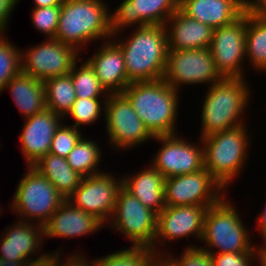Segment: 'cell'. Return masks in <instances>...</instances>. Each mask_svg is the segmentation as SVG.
<instances>
[{
  "label": "cell",
  "instance_id": "35",
  "mask_svg": "<svg viewBox=\"0 0 266 266\" xmlns=\"http://www.w3.org/2000/svg\"><path fill=\"white\" fill-rule=\"evenodd\" d=\"M60 6L33 8L31 21L34 28L46 38H55L60 16Z\"/></svg>",
  "mask_w": 266,
  "mask_h": 266
},
{
  "label": "cell",
  "instance_id": "36",
  "mask_svg": "<svg viewBox=\"0 0 266 266\" xmlns=\"http://www.w3.org/2000/svg\"><path fill=\"white\" fill-rule=\"evenodd\" d=\"M174 266H213L209 253L196 246L184 248L181 256L166 251L164 255ZM179 257V258H178Z\"/></svg>",
  "mask_w": 266,
  "mask_h": 266
},
{
  "label": "cell",
  "instance_id": "46",
  "mask_svg": "<svg viewBox=\"0 0 266 266\" xmlns=\"http://www.w3.org/2000/svg\"><path fill=\"white\" fill-rule=\"evenodd\" d=\"M155 266H174L165 256H160Z\"/></svg>",
  "mask_w": 266,
  "mask_h": 266
},
{
  "label": "cell",
  "instance_id": "12",
  "mask_svg": "<svg viewBox=\"0 0 266 266\" xmlns=\"http://www.w3.org/2000/svg\"><path fill=\"white\" fill-rule=\"evenodd\" d=\"M79 52L54 38L21 51L22 71L44 82L69 74L73 64L80 60ZM79 58V59H78Z\"/></svg>",
  "mask_w": 266,
  "mask_h": 266
},
{
  "label": "cell",
  "instance_id": "42",
  "mask_svg": "<svg viewBox=\"0 0 266 266\" xmlns=\"http://www.w3.org/2000/svg\"><path fill=\"white\" fill-rule=\"evenodd\" d=\"M256 222L258 224V230L260 233L262 241H266V204L264 206L263 212L261 211L258 218H256Z\"/></svg>",
  "mask_w": 266,
  "mask_h": 266
},
{
  "label": "cell",
  "instance_id": "44",
  "mask_svg": "<svg viewBox=\"0 0 266 266\" xmlns=\"http://www.w3.org/2000/svg\"><path fill=\"white\" fill-rule=\"evenodd\" d=\"M260 246H256L258 247V266H266V241H263V244Z\"/></svg>",
  "mask_w": 266,
  "mask_h": 266
},
{
  "label": "cell",
  "instance_id": "5",
  "mask_svg": "<svg viewBox=\"0 0 266 266\" xmlns=\"http://www.w3.org/2000/svg\"><path fill=\"white\" fill-rule=\"evenodd\" d=\"M251 133L243 124L201 138L205 169L225 190L229 188L232 181L236 180L235 177H239L243 168L245 169L248 149L251 146L250 142L252 143Z\"/></svg>",
  "mask_w": 266,
  "mask_h": 266
},
{
  "label": "cell",
  "instance_id": "8",
  "mask_svg": "<svg viewBox=\"0 0 266 266\" xmlns=\"http://www.w3.org/2000/svg\"><path fill=\"white\" fill-rule=\"evenodd\" d=\"M157 221L158 213L146 207L122 187L107 224L112 230L128 238L132 247L151 249L157 232Z\"/></svg>",
  "mask_w": 266,
  "mask_h": 266
},
{
  "label": "cell",
  "instance_id": "19",
  "mask_svg": "<svg viewBox=\"0 0 266 266\" xmlns=\"http://www.w3.org/2000/svg\"><path fill=\"white\" fill-rule=\"evenodd\" d=\"M5 229L0 239V258L8 261H29L34 260V258H31L33 256L37 259V254L38 258L46 255L41 253L42 243L46 240L43 226L16 220L13 225L10 224Z\"/></svg>",
  "mask_w": 266,
  "mask_h": 266
},
{
  "label": "cell",
  "instance_id": "1",
  "mask_svg": "<svg viewBox=\"0 0 266 266\" xmlns=\"http://www.w3.org/2000/svg\"><path fill=\"white\" fill-rule=\"evenodd\" d=\"M134 29L126 39L120 37V33L111 38L123 53L128 81L163 79L168 54L166 26L146 25Z\"/></svg>",
  "mask_w": 266,
  "mask_h": 266
},
{
  "label": "cell",
  "instance_id": "17",
  "mask_svg": "<svg viewBox=\"0 0 266 266\" xmlns=\"http://www.w3.org/2000/svg\"><path fill=\"white\" fill-rule=\"evenodd\" d=\"M178 8L176 0H123L110 12L112 36L134 25H165Z\"/></svg>",
  "mask_w": 266,
  "mask_h": 266
},
{
  "label": "cell",
  "instance_id": "37",
  "mask_svg": "<svg viewBox=\"0 0 266 266\" xmlns=\"http://www.w3.org/2000/svg\"><path fill=\"white\" fill-rule=\"evenodd\" d=\"M213 266H253L258 261V253H213L210 254Z\"/></svg>",
  "mask_w": 266,
  "mask_h": 266
},
{
  "label": "cell",
  "instance_id": "15",
  "mask_svg": "<svg viewBox=\"0 0 266 266\" xmlns=\"http://www.w3.org/2000/svg\"><path fill=\"white\" fill-rule=\"evenodd\" d=\"M153 140L159 141L162 145L153 157V161L151 160V165L164 178L194 173L205 168L201 138L196 144L186 141L177 134L154 136Z\"/></svg>",
  "mask_w": 266,
  "mask_h": 266
},
{
  "label": "cell",
  "instance_id": "40",
  "mask_svg": "<svg viewBox=\"0 0 266 266\" xmlns=\"http://www.w3.org/2000/svg\"><path fill=\"white\" fill-rule=\"evenodd\" d=\"M246 11L257 19L266 20V0H246Z\"/></svg>",
  "mask_w": 266,
  "mask_h": 266
},
{
  "label": "cell",
  "instance_id": "24",
  "mask_svg": "<svg viewBox=\"0 0 266 266\" xmlns=\"http://www.w3.org/2000/svg\"><path fill=\"white\" fill-rule=\"evenodd\" d=\"M123 175V187L146 207L160 213L166 206L164 201V177L151 164L134 175Z\"/></svg>",
  "mask_w": 266,
  "mask_h": 266
},
{
  "label": "cell",
  "instance_id": "7",
  "mask_svg": "<svg viewBox=\"0 0 266 266\" xmlns=\"http://www.w3.org/2000/svg\"><path fill=\"white\" fill-rule=\"evenodd\" d=\"M27 169L17 184L10 209L18 215L17 220L44 226L66 199L35 167Z\"/></svg>",
  "mask_w": 266,
  "mask_h": 266
},
{
  "label": "cell",
  "instance_id": "25",
  "mask_svg": "<svg viewBox=\"0 0 266 266\" xmlns=\"http://www.w3.org/2000/svg\"><path fill=\"white\" fill-rule=\"evenodd\" d=\"M6 88L24 119L32 117L47 108L44 83L23 71L10 79L4 90Z\"/></svg>",
  "mask_w": 266,
  "mask_h": 266
},
{
  "label": "cell",
  "instance_id": "39",
  "mask_svg": "<svg viewBox=\"0 0 266 266\" xmlns=\"http://www.w3.org/2000/svg\"><path fill=\"white\" fill-rule=\"evenodd\" d=\"M18 2L20 0H0V33L7 32L8 29L6 28L9 24V19Z\"/></svg>",
  "mask_w": 266,
  "mask_h": 266
},
{
  "label": "cell",
  "instance_id": "41",
  "mask_svg": "<svg viewBox=\"0 0 266 266\" xmlns=\"http://www.w3.org/2000/svg\"><path fill=\"white\" fill-rule=\"evenodd\" d=\"M53 253H62V251L60 250H57L55 252L52 251L49 252V253H46V255H44L43 257H40V258H37V259H34V260H29V261H26L22 264V266H51L52 265V254Z\"/></svg>",
  "mask_w": 266,
  "mask_h": 266
},
{
  "label": "cell",
  "instance_id": "30",
  "mask_svg": "<svg viewBox=\"0 0 266 266\" xmlns=\"http://www.w3.org/2000/svg\"><path fill=\"white\" fill-rule=\"evenodd\" d=\"M159 257L152 249L130 246L92 262L93 266H155Z\"/></svg>",
  "mask_w": 266,
  "mask_h": 266
},
{
  "label": "cell",
  "instance_id": "32",
  "mask_svg": "<svg viewBox=\"0 0 266 266\" xmlns=\"http://www.w3.org/2000/svg\"><path fill=\"white\" fill-rule=\"evenodd\" d=\"M22 71L21 49L0 33V94L10 79Z\"/></svg>",
  "mask_w": 266,
  "mask_h": 266
},
{
  "label": "cell",
  "instance_id": "27",
  "mask_svg": "<svg viewBox=\"0 0 266 266\" xmlns=\"http://www.w3.org/2000/svg\"><path fill=\"white\" fill-rule=\"evenodd\" d=\"M43 83L47 109H50L65 120L76 100V92L71 75L53 77Z\"/></svg>",
  "mask_w": 266,
  "mask_h": 266
},
{
  "label": "cell",
  "instance_id": "47",
  "mask_svg": "<svg viewBox=\"0 0 266 266\" xmlns=\"http://www.w3.org/2000/svg\"><path fill=\"white\" fill-rule=\"evenodd\" d=\"M185 0H176L177 4L180 5Z\"/></svg>",
  "mask_w": 266,
  "mask_h": 266
},
{
  "label": "cell",
  "instance_id": "22",
  "mask_svg": "<svg viewBox=\"0 0 266 266\" xmlns=\"http://www.w3.org/2000/svg\"><path fill=\"white\" fill-rule=\"evenodd\" d=\"M168 50L210 48L213 28L194 20L180 8L167 20Z\"/></svg>",
  "mask_w": 266,
  "mask_h": 266
},
{
  "label": "cell",
  "instance_id": "31",
  "mask_svg": "<svg viewBox=\"0 0 266 266\" xmlns=\"http://www.w3.org/2000/svg\"><path fill=\"white\" fill-rule=\"evenodd\" d=\"M81 58L80 66L78 60L73 64L70 75L76 98H107L108 93L100 84L94 69Z\"/></svg>",
  "mask_w": 266,
  "mask_h": 266
},
{
  "label": "cell",
  "instance_id": "18",
  "mask_svg": "<svg viewBox=\"0 0 266 266\" xmlns=\"http://www.w3.org/2000/svg\"><path fill=\"white\" fill-rule=\"evenodd\" d=\"M63 120L47 108L25 119L19 143L27 166H33L49 153L52 138Z\"/></svg>",
  "mask_w": 266,
  "mask_h": 266
},
{
  "label": "cell",
  "instance_id": "4",
  "mask_svg": "<svg viewBox=\"0 0 266 266\" xmlns=\"http://www.w3.org/2000/svg\"><path fill=\"white\" fill-rule=\"evenodd\" d=\"M246 82L245 78H222L207 88L202 100L200 138L246 124L241 114L252 96Z\"/></svg>",
  "mask_w": 266,
  "mask_h": 266
},
{
  "label": "cell",
  "instance_id": "29",
  "mask_svg": "<svg viewBox=\"0 0 266 266\" xmlns=\"http://www.w3.org/2000/svg\"><path fill=\"white\" fill-rule=\"evenodd\" d=\"M101 149L95 140L82 136L74 149L66 157L69 166L83 177L101 173L98 166L102 160Z\"/></svg>",
  "mask_w": 266,
  "mask_h": 266
},
{
  "label": "cell",
  "instance_id": "13",
  "mask_svg": "<svg viewBox=\"0 0 266 266\" xmlns=\"http://www.w3.org/2000/svg\"><path fill=\"white\" fill-rule=\"evenodd\" d=\"M246 11L234 22L213 30L210 51L222 78H245Z\"/></svg>",
  "mask_w": 266,
  "mask_h": 266
},
{
  "label": "cell",
  "instance_id": "28",
  "mask_svg": "<svg viewBox=\"0 0 266 266\" xmlns=\"http://www.w3.org/2000/svg\"><path fill=\"white\" fill-rule=\"evenodd\" d=\"M245 54L252 68L266 73V20L257 19L247 11Z\"/></svg>",
  "mask_w": 266,
  "mask_h": 266
},
{
  "label": "cell",
  "instance_id": "21",
  "mask_svg": "<svg viewBox=\"0 0 266 266\" xmlns=\"http://www.w3.org/2000/svg\"><path fill=\"white\" fill-rule=\"evenodd\" d=\"M86 59L108 94L122 93L130 84L121 48L112 39L103 41L99 50Z\"/></svg>",
  "mask_w": 266,
  "mask_h": 266
},
{
  "label": "cell",
  "instance_id": "6",
  "mask_svg": "<svg viewBox=\"0 0 266 266\" xmlns=\"http://www.w3.org/2000/svg\"><path fill=\"white\" fill-rule=\"evenodd\" d=\"M224 196L217 204L209 206L204 219V230L199 247L209 254L214 253H258L253 245L249 230L242 222V217ZM208 246V247H207Z\"/></svg>",
  "mask_w": 266,
  "mask_h": 266
},
{
  "label": "cell",
  "instance_id": "34",
  "mask_svg": "<svg viewBox=\"0 0 266 266\" xmlns=\"http://www.w3.org/2000/svg\"><path fill=\"white\" fill-rule=\"evenodd\" d=\"M64 122L57 128L51 142L49 153L59 157L66 158L74 149L78 141L82 137L81 129H77Z\"/></svg>",
  "mask_w": 266,
  "mask_h": 266
},
{
  "label": "cell",
  "instance_id": "14",
  "mask_svg": "<svg viewBox=\"0 0 266 266\" xmlns=\"http://www.w3.org/2000/svg\"><path fill=\"white\" fill-rule=\"evenodd\" d=\"M117 179V180H116ZM123 179L115 178L110 172H101L83 177L80 185L67 199L75 207L94 215L104 225L113 214Z\"/></svg>",
  "mask_w": 266,
  "mask_h": 266
},
{
  "label": "cell",
  "instance_id": "16",
  "mask_svg": "<svg viewBox=\"0 0 266 266\" xmlns=\"http://www.w3.org/2000/svg\"><path fill=\"white\" fill-rule=\"evenodd\" d=\"M209 206L183 205L166 206L158 213L157 232L153 242L152 250L160 256H164V251L159 249L162 245L167 247L165 242L182 240L189 236L199 239L201 242L204 230L205 214ZM163 252V254H162Z\"/></svg>",
  "mask_w": 266,
  "mask_h": 266
},
{
  "label": "cell",
  "instance_id": "2",
  "mask_svg": "<svg viewBox=\"0 0 266 266\" xmlns=\"http://www.w3.org/2000/svg\"><path fill=\"white\" fill-rule=\"evenodd\" d=\"M108 7L104 0H64L54 39L73 46L79 53L91 41L111 39Z\"/></svg>",
  "mask_w": 266,
  "mask_h": 266
},
{
  "label": "cell",
  "instance_id": "43",
  "mask_svg": "<svg viewBox=\"0 0 266 266\" xmlns=\"http://www.w3.org/2000/svg\"><path fill=\"white\" fill-rule=\"evenodd\" d=\"M34 8L61 6L64 0H33Z\"/></svg>",
  "mask_w": 266,
  "mask_h": 266
},
{
  "label": "cell",
  "instance_id": "9",
  "mask_svg": "<svg viewBox=\"0 0 266 266\" xmlns=\"http://www.w3.org/2000/svg\"><path fill=\"white\" fill-rule=\"evenodd\" d=\"M103 115L109 144L117 150L132 149L154 139L123 93L108 95Z\"/></svg>",
  "mask_w": 266,
  "mask_h": 266
},
{
  "label": "cell",
  "instance_id": "33",
  "mask_svg": "<svg viewBox=\"0 0 266 266\" xmlns=\"http://www.w3.org/2000/svg\"><path fill=\"white\" fill-rule=\"evenodd\" d=\"M106 100L107 98H76L71 111L67 114L75 121L72 126L81 129V125L94 124L99 120L102 111L105 113Z\"/></svg>",
  "mask_w": 266,
  "mask_h": 266
},
{
  "label": "cell",
  "instance_id": "10",
  "mask_svg": "<svg viewBox=\"0 0 266 266\" xmlns=\"http://www.w3.org/2000/svg\"><path fill=\"white\" fill-rule=\"evenodd\" d=\"M163 79L180 91L183 85L212 86L222 79L216 69L209 48L190 50H168ZM181 85V86H180Z\"/></svg>",
  "mask_w": 266,
  "mask_h": 266
},
{
  "label": "cell",
  "instance_id": "20",
  "mask_svg": "<svg viewBox=\"0 0 266 266\" xmlns=\"http://www.w3.org/2000/svg\"><path fill=\"white\" fill-rule=\"evenodd\" d=\"M104 224L94 215L75 207L68 200L50 216L44 227L48 238H74L96 233Z\"/></svg>",
  "mask_w": 266,
  "mask_h": 266
},
{
  "label": "cell",
  "instance_id": "45",
  "mask_svg": "<svg viewBox=\"0 0 266 266\" xmlns=\"http://www.w3.org/2000/svg\"><path fill=\"white\" fill-rule=\"evenodd\" d=\"M26 261H11L0 258V266H22V264Z\"/></svg>",
  "mask_w": 266,
  "mask_h": 266
},
{
  "label": "cell",
  "instance_id": "11",
  "mask_svg": "<svg viewBox=\"0 0 266 266\" xmlns=\"http://www.w3.org/2000/svg\"><path fill=\"white\" fill-rule=\"evenodd\" d=\"M226 191L205 168L164 179L165 206H212L226 196Z\"/></svg>",
  "mask_w": 266,
  "mask_h": 266
},
{
  "label": "cell",
  "instance_id": "26",
  "mask_svg": "<svg viewBox=\"0 0 266 266\" xmlns=\"http://www.w3.org/2000/svg\"><path fill=\"white\" fill-rule=\"evenodd\" d=\"M67 200L80 185L83 176L74 171L66 158L48 153L33 165Z\"/></svg>",
  "mask_w": 266,
  "mask_h": 266
},
{
  "label": "cell",
  "instance_id": "38",
  "mask_svg": "<svg viewBox=\"0 0 266 266\" xmlns=\"http://www.w3.org/2000/svg\"><path fill=\"white\" fill-rule=\"evenodd\" d=\"M73 254L74 255L72 254L70 256L68 255V257L66 256L65 259H63V261H66V262H63L62 260H59L60 255L62 256V254L53 253L51 266H93L92 260L88 261V259H86L87 257L84 256L81 250L77 251V253L74 252Z\"/></svg>",
  "mask_w": 266,
  "mask_h": 266
},
{
  "label": "cell",
  "instance_id": "23",
  "mask_svg": "<svg viewBox=\"0 0 266 266\" xmlns=\"http://www.w3.org/2000/svg\"><path fill=\"white\" fill-rule=\"evenodd\" d=\"M179 8L213 29L234 22L246 11V0H185Z\"/></svg>",
  "mask_w": 266,
  "mask_h": 266
},
{
  "label": "cell",
  "instance_id": "3",
  "mask_svg": "<svg viewBox=\"0 0 266 266\" xmlns=\"http://www.w3.org/2000/svg\"><path fill=\"white\" fill-rule=\"evenodd\" d=\"M122 93L153 136L178 134L180 92L164 79L130 83Z\"/></svg>",
  "mask_w": 266,
  "mask_h": 266
}]
</instances>
